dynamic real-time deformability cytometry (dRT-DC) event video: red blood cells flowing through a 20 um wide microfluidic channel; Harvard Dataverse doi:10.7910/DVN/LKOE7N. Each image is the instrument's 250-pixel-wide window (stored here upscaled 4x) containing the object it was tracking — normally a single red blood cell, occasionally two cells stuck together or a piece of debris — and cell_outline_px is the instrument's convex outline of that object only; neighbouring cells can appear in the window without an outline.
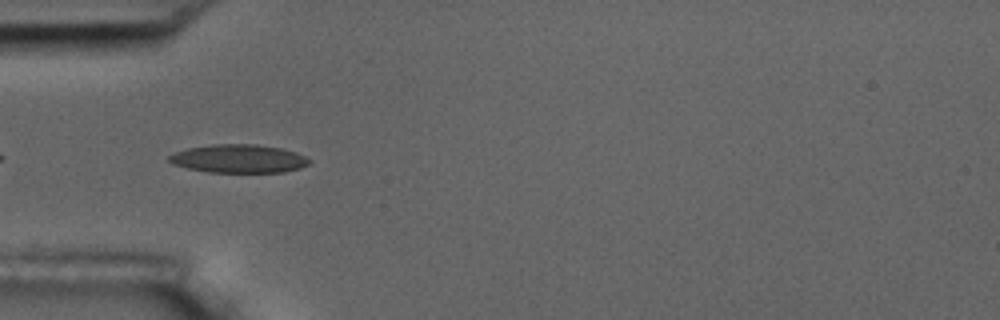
{"species": "common noctule bat (a hibernating species)", "species_latin": "Nyctalus noctula", "temperature_condition": "room temperature", "stored_images_in_passage": 6, "camera_frame_rate_fps": 3000, "um_per_image_px": 0.085, "animal": {"sex": "male", "body_mass_g": 17.5, "forearm_length_mm": 52.3}, "frame": {"image": 1, "passage_image": 5, "time_ms": 4.667, "image_size_px": [1000, 320], "cell_outline_px": [[312, 160], [308, 164], [300, 168], [284, 172], [208, 172], [188, 168], [172, 164], [168, 160], [168, 156], [176, 152], [188, 148], [212, 144], [256, 144], [280, 148], [296, 152]], "centroid_in_image_um": [20.29, 13.48], "position_along_channel_um": 64.7, "area_um2": 23.12}}